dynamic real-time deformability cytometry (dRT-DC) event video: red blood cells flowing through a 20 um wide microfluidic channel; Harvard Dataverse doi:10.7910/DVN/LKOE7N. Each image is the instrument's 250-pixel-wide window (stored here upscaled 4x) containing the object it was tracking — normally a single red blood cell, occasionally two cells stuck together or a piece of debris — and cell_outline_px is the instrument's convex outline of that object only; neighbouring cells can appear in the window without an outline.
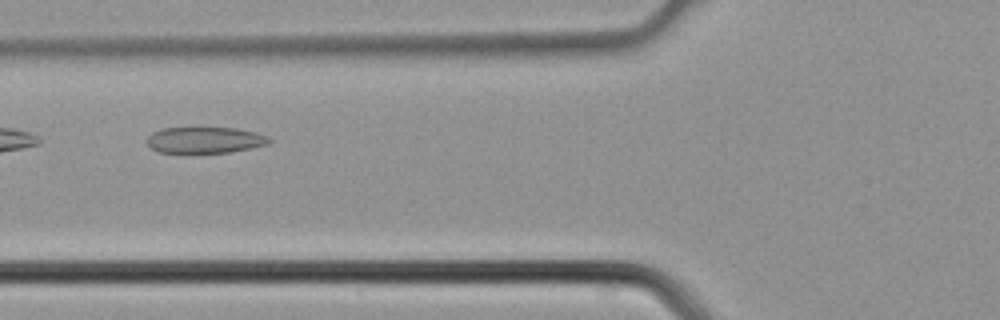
{"species": "common noctule bat (a hibernating species)", "species_latin": "Nyctalus noctula", "temperature_condition": "cold", "stored_images_in_passage": 4, "camera_frame_rate_fps": 3000, "um_per_image_px": 0.085, "animal": {"sex": "male", "body_mass_g": 21.5, "forearm_length_mm": 52.0}, "frame": {"image": 1, "passage_image": 4, "time_ms": 1.0, "image_size_px": [1000, 320], "cell_outline_px": [[272, 140], [268, 144], [232, 152], [160, 152], [152, 148], [144, 140], [152, 132], [160, 128], [236, 128], [256, 132], [268, 136]], "centroid_in_image_um": [17.42, 11.89], "position_along_channel_um": 108.4, "area_um2": 18.61}}